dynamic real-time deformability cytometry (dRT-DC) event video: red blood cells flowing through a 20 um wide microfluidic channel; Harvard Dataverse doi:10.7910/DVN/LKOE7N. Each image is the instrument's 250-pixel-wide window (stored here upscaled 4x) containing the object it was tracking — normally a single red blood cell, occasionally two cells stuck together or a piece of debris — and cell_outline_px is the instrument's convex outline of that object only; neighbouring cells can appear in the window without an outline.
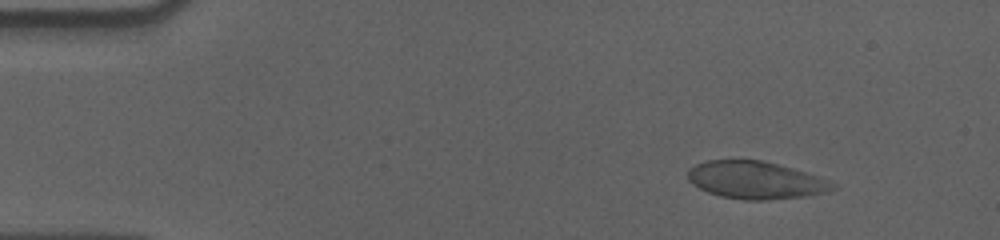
{"species": "human", "species_latin": "Homo sapiens", "temperature_condition": "cold", "stored_images_in_passage": 57, "camera_frame_rate_fps": 3000, "um_per_image_px": 0.085, "donor": {"sex": "male"}, "frame": {"image": 1, "passage_image": 7, "time_ms": 2.0, "image_size_px": [1000, 240], "cell_outline_px": [[836, 188], [828, 192], [804, 196], [764, 200], [744, 200], [720, 196], [708, 192], [692, 184], [688, 180], [688, 168], [696, 164], [708, 160], [760, 160], [792, 168], [828, 180], [836, 184]], "centroid_in_image_um": [64.21, 15.31], "position_along_channel_um": 20.8, "area_um2": 31.44}}
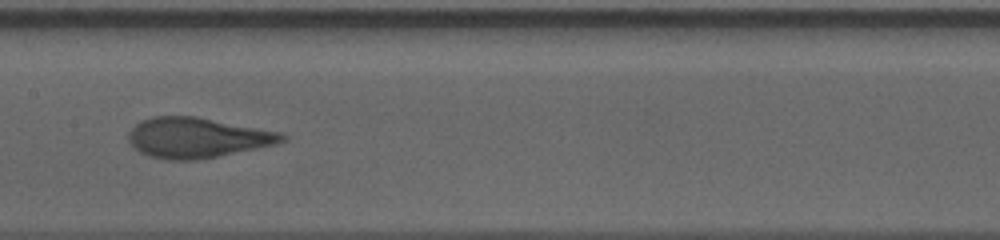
{"frame": {"image": 2, "passage_image": 29, "time_ms": 9.333, "image_size_px": [1000, 240], "cell_outline_px": [[288, 136], [280, 144], [200, 160], [168, 160], [148, 156], [140, 152], [128, 140], [128, 132], [140, 120], [152, 116], [196, 116], [284, 132]], "centroid_in_image_um": [16.82, 11.7], "position_along_channel_um": 190.6, "area_um2": 36.59}}
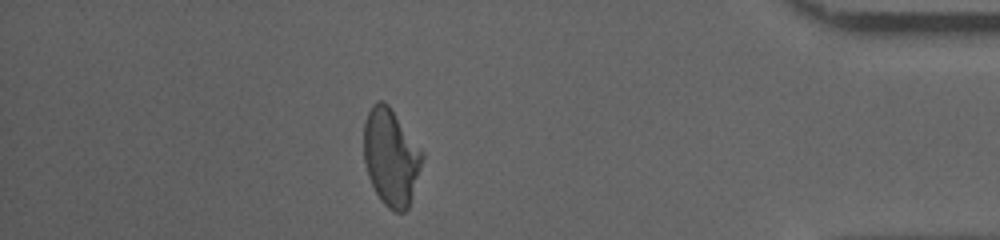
{"frame": {"image": 3, "passage_image": 50, "time_ms": 16.333, "image_size_px": [1000, 240], "cell_outline_px": [[424, 156], [408, 208], [404, 212], [396, 212], [388, 208], [380, 200], [368, 176], [364, 160], [364, 124], [368, 112], [372, 104], [376, 100], [384, 100], [388, 104], [424, 152]], "centroid_in_image_um": [33.22, 13.33], "position_along_channel_um": 402.0, "area_um2": 32.95}, "authors_computed_cell_mechanics": {"area_um2": 34.2754, "velocity_mm_per_s": 3.5811, "shape_relaxation_time_tau1_ms": 5.0109, "shape_relaxation_time_tau2_ms": 0.8533, "deformation_change_tau1": 0.1833, "deformation_change_tau2": 0.0465}}